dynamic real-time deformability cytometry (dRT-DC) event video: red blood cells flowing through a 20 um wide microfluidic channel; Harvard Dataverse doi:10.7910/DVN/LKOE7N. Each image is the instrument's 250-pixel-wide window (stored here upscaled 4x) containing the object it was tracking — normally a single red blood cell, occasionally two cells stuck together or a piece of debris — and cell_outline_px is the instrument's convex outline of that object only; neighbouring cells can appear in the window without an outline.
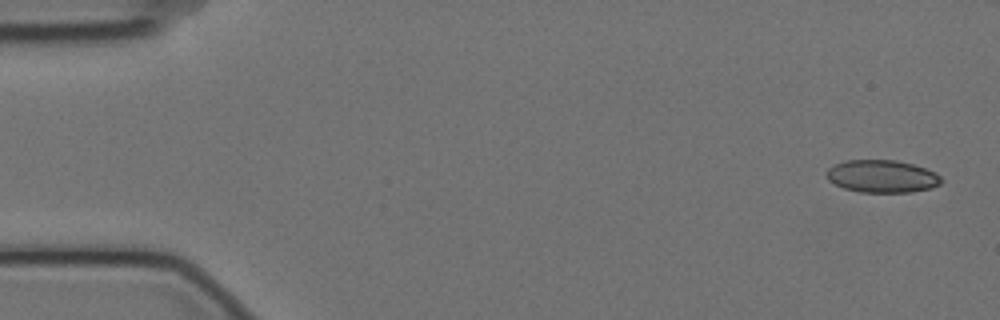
{"species": "Egyptian fruit bat (a non-hibernating species)", "species_latin": "Rousettus aegyptiacus", "temperature_condition": "cold", "stored_images_in_passage": 3, "camera_frame_rate_fps": 3000, "um_per_image_px": 0.085, "animal": {"sex": "female"}, "frame": {"image": 1, "passage_image": 1, "time_ms": 0.0, "image_size_px": [1000, 320], "cell_outline_px": [[944, 180], [940, 184], [932, 188], [912, 192], [860, 192], [844, 188], [828, 180], [828, 168], [844, 160], [896, 160], [912, 164], [936, 172]], "centroid_in_image_um": [75.02, 14.99], "position_along_channel_um": 10.0, "area_um2": 21.73}}